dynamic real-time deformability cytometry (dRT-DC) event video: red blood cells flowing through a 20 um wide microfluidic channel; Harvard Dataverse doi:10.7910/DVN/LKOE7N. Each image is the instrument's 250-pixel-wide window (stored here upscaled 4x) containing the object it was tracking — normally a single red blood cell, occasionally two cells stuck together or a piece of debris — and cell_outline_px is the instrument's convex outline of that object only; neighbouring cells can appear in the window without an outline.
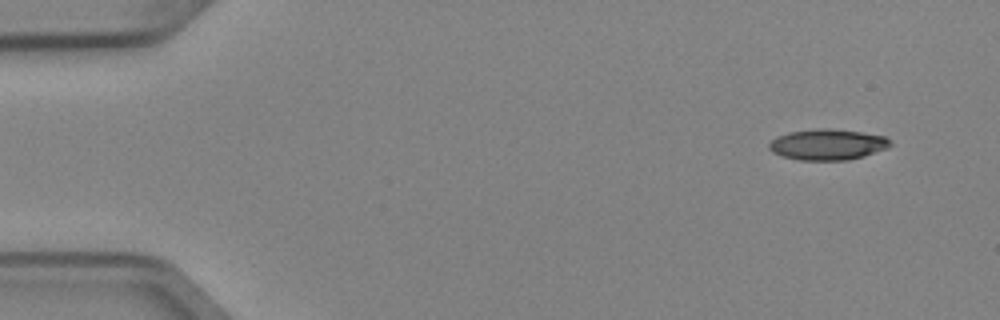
{"species": "Egyptian fruit bat (a non-hibernating species)", "species_latin": "Rousettus aegyptiacus", "temperature_condition": "cold", "stored_images_in_passage": 3, "camera_frame_rate_fps": 3000, "um_per_image_px": 0.085, "animal": {"sex": "female"}, "frame": {"image": 1, "passage_image": 1, "time_ms": 0.0, "image_size_px": [1000, 320], "cell_outline_px": [[892, 144], [888, 148], [864, 156], [848, 160], [800, 160], [784, 156], [772, 152], [768, 148], [768, 144], [776, 136], [788, 132], [816, 128], [832, 128], [860, 132], [884, 136], [892, 140]], "centroid_in_image_um": [70.35, 12.27], "position_along_channel_um": 14.6, "area_um2": 21.96}}